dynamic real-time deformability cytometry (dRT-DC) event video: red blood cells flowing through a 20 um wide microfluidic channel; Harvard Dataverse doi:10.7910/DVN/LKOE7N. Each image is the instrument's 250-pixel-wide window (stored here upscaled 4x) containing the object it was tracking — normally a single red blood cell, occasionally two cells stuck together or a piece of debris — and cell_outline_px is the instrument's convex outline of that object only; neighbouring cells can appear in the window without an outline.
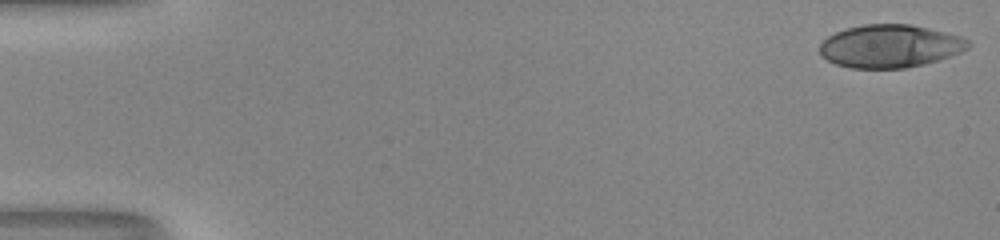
{"species": "human", "species_latin": "Homo sapiens", "temperature_condition": "room temperature", "stored_images_in_passage": 53, "camera_frame_rate_fps": 3000, "um_per_image_px": 0.085, "donor": {"sex": "male"}, "frame": {"image": 1, "passage_image": 1, "time_ms": 0.0, "image_size_px": [1000, 240], "cell_outline_px": [[972, 44], [968, 48], [960, 52], [924, 64], [904, 68], [852, 68], [836, 64], [820, 56], [820, 44], [828, 36], [844, 28], [864, 24], [912, 24], [960, 36], [968, 40]], "centroid_in_image_um": [75.62, 3.91], "position_along_channel_um": 9.4, "area_um2": 37.05}}
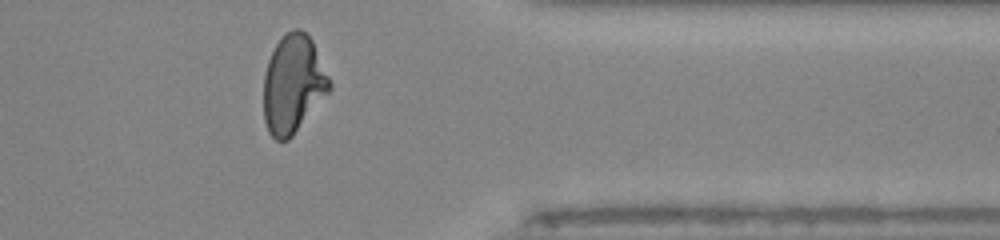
{"frame": {"image": 2, "passage_image": 43, "time_ms": 14.0, "image_size_px": [1000, 240], "cell_outline_px": [[332, 88], [292, 136], [288, 140], [276, 140], [268, 132], [264, 120], [264, 76], [268, 60], [276, 44], [292, 28], [300, 28], [312, 40], [332, 84]], "centroid_in_image_um": [24.91, 7.16], "position_along_channel_um": 386.5, "area_um2": 37.34}}
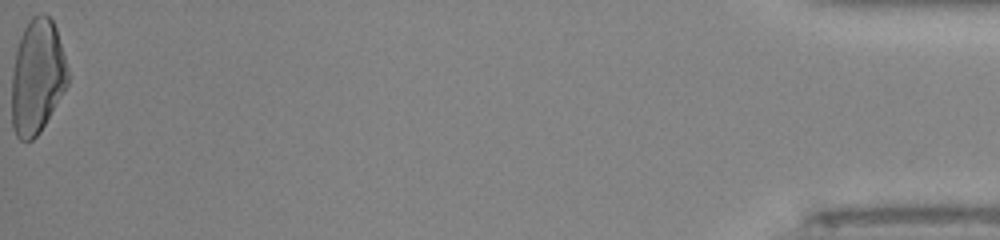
{"frame": {"image": 3, "passage_image": 53, "time_ms": 17.333, "image_size_px": [1000, 240], "cell_outline_px": [[68, 84], [40, 132], [32, 140], [20, 140], [16, 136], [12, 128], [12, 72], [16, 52], [20, 36], [28, 20], [32, 16], [40, 12], [44, 12], [52, 20], [56, 28], [68, 68]], "centroid_in_image_um": [3.15, 6.5], "position_along_channel_um": 432.0, "area_um2": 37.51}, "authors_computed_cell_mechanics": {"area_um2": 37.8012, "velocity_mm_per_s": 4.0205, "shape_relaxation_time_tau1_ms": 6.298, "shape_relaxation_time_tau2_ms": 1.3154, "deformation_change_tau1": 0.2522, "deformation_change_tau2": 0.0798}}